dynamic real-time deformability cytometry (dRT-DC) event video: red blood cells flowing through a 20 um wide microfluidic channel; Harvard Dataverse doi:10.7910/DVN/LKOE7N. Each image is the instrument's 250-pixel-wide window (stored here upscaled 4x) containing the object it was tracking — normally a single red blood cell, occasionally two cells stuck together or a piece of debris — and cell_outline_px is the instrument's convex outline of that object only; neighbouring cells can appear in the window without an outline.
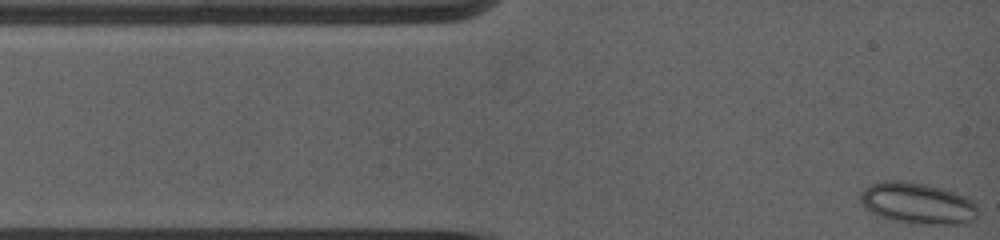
{"species": "common noctule bat (a hibernating species)", "species_latin": "Nyctalus noctula", "temperature_condition": "warm", "stored_images_in_passage": 25, "camera_frame_rate_fps": 5000, "um_per_image_px": 0.085, "animal": {"sex": "female", "body_mass_g": 19.0, "forearm_length_mm": 53.3}, "frame": {"image": 1, "passage_image": 1, "time_ms": 0.0, "image_size_px": [1000, 240], "cell_outline_px": [[976, 220], [964, 224], [920, 224], [896, 220], [880, 216], [864, 208], [860, 200], [860, 192], [864, 188], [872, 184], [888, 180], [900, 180], [928, 184], [944, 188], [968, 196], [976, 204]], "centroid_in_image_um": [78.03, 17.26], "position_along_channel_um": 7.0, "area_um2": 28.5}}
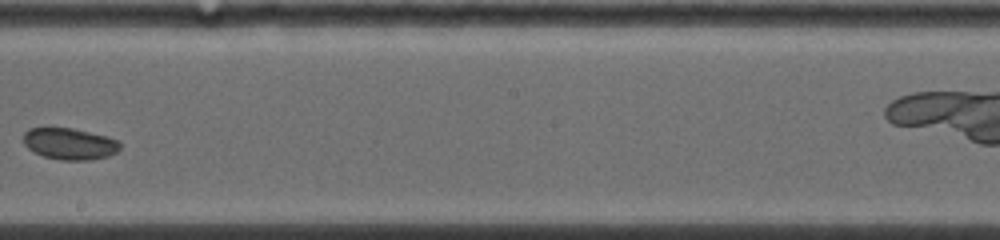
{"frame": {"image": 2, "passage_image": 15, "time_ms": 7.4, "image_size_px": [1000, 240], "cell_outline_px": [[120, 148], [116, 152], [108, 156], [88, 160], [60, 160], [44, 156], [28, 148], [24, 144], [24, 132], [28, 128], [72, 128], [108, 136], [116, 140], [120, 144]], "centroid_in_image_um": [5.92, 12.22], "position_along_channel_um": 242.3, "area_um2": 17.63}}
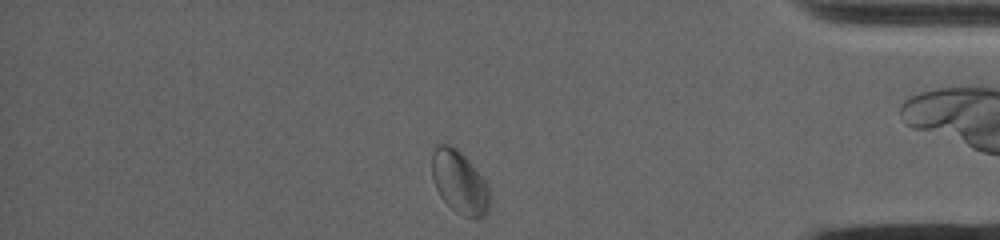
{"frame": {"image": 3, "passage_image": 24, "time_ms": 12.2, "image_size_px": [1000, 240], "cell_outline_px": [[488, 212], [484, 216], [464, 216], [456, 212], [440, 196], [436, 188], [432, 176], [432, 148], [436, 144], [448, 144], [456, 148], [468, 160], [488, 184]], "centroid_in_image_um": [39.02, 15.45], "position_along_channel_um": 396.2, "area_um2": 20.81}}